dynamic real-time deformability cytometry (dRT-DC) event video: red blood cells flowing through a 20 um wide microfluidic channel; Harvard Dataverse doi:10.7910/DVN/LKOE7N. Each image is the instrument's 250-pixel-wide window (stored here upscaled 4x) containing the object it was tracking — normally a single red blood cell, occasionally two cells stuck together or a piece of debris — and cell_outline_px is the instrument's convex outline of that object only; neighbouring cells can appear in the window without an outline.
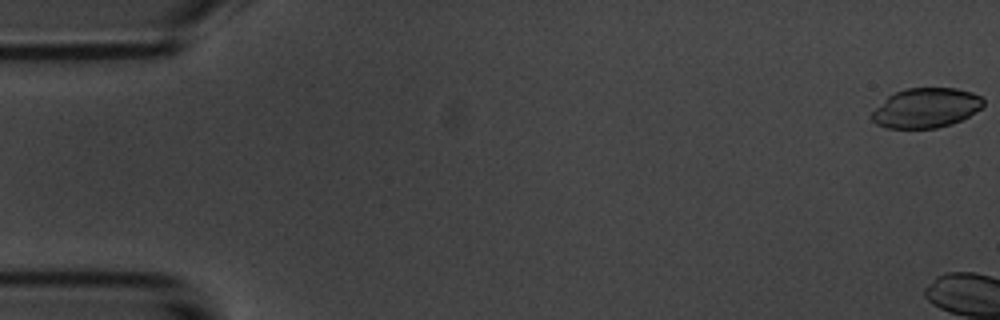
{"species": "common noctule bat (a hibernating species)", "species_latin": "Nyctalus noctula", "temperature_condition": "room temperature", "stored_images_in_passage": 7, "camera_frame_rate_fps": 3000, "um_per_image_px": 0.085, "animal": {"sex": "male", "body_mass_g": 20.1, "forearm_length_mm": 53.5}, "frame": {"image": 1, "passage_image": 1, "time_ms": 0.0, "image_size_px": [1000, 320], "cell_outline_px": [[984, 104], [980, 108], [968, 116], [952, 124], [936, 128], [888, 128], [876, 124], [872, 120], [872, 112], [888, 96], [904, 88], [956, 88], [972, 92], [980, 96], [984, 100]], "centroid_in_image_um": [78.71, 9.17], "position_along_channel_um": 6.3, "area_um2": 25.66}}
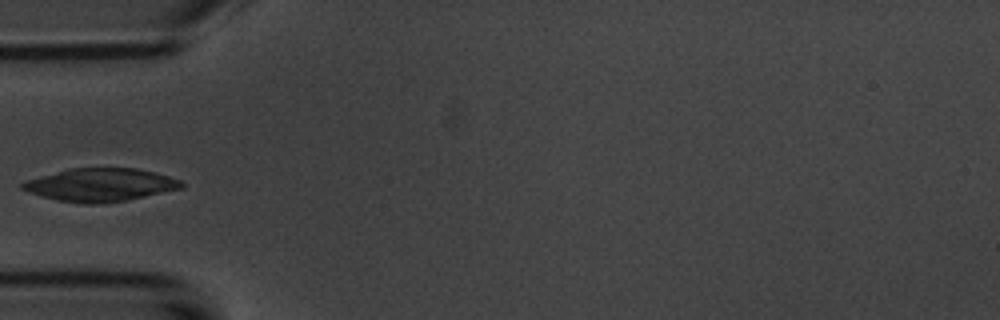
{"frame": {"image": 2, "passage_image": 6, "time_ms": 6.667, "image_size_px": [1000, 320], "cell_outline_px": [[184, 188], [104, 204], [84, 204], [56, 200], [28, 192], [20, 188], [20, 184], [24, 180], [68, 168], [136, 168], [168, 176], [180, 180], [184, 184]], "centroid_in_image_um": [8.48, 15.71], "position_along_channel_um": 76.5, "area_um2": 30.69}}